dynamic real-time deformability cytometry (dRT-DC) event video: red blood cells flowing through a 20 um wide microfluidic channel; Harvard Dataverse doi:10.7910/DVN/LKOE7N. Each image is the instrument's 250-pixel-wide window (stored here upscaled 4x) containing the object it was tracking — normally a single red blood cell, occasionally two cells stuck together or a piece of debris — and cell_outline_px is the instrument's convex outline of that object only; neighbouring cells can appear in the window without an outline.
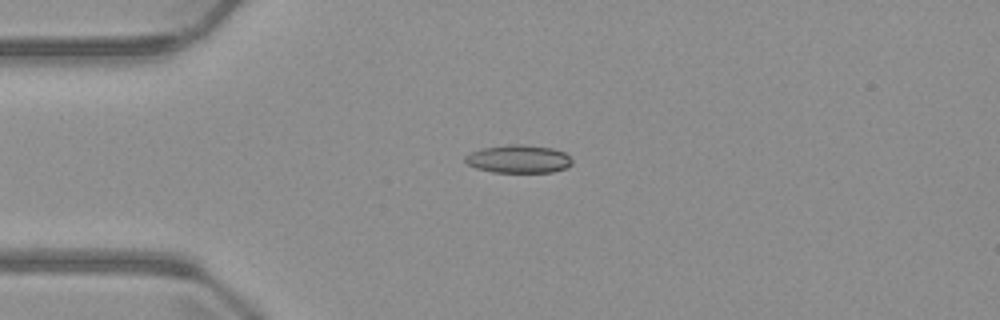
{"species": "common noctule bat (a hibernating species)", "species_latin": "Nyctalus noctula", "temperature_condition": "warm", "stored_images_in_passage": 3, "camera_frame_rate_fps": 3000, "um_per_image_px": 0.085, "animal": {"sex": "male", "body_mass_g": 23.1, "forearm_length_mm": 52.7}, "frame": {"image": 1, "passage_image": 2, "time_ms": 1.333, "image_size_px": [1000, 320], "cell_outline_px": [[572, 164], [568, 168], [552, 172], [492, 172], [476, 168], [468, 164], [464, 160], [464, 156], [480, 148], [508, 144], [520, 144], [552, 148], [564, 152], [572, 160]], "centroid_in_image_um": [44.07, 13.51], "position_along_channel_um": 40.9, "area_um2": 17.57}}